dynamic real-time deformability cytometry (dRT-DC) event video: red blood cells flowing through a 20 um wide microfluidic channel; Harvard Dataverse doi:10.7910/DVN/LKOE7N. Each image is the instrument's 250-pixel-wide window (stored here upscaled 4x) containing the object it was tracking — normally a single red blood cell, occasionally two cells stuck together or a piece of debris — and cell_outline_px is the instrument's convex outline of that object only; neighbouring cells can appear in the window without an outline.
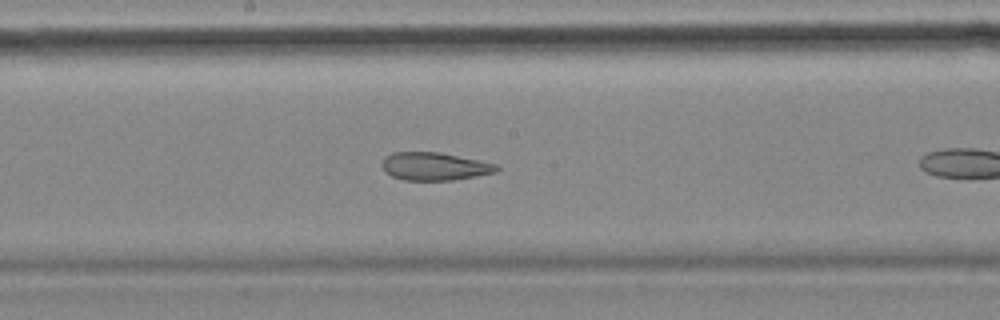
{"species": "common noctule bat (a hibernating species)", "species_latin": "Nyctalus noctula", "temperature_condition": "cold", "stored_images_in_passage": 16, "camera_frame_rate_fps": 3000, "um_per_image_px": 0.085, "animal": {"sex": "female", "body_mass_g": 18.4}, "frame": {"image": 1, "passage_image": 12, "time_ms": 3.667, "image_size_px": [1000, 320], "cell_outline_px": [[500, 168], [496, 172], [476, 176], [452, 180], [404, 180], [392, 176], [384, 172], [380, 164], [384, 156], [392, 152], [440, 152], [496, 164]], "centroid_in_image_um": [36.87, 14.14], "position_along_channel_um": 211.3, "area_um2": 18.73}}